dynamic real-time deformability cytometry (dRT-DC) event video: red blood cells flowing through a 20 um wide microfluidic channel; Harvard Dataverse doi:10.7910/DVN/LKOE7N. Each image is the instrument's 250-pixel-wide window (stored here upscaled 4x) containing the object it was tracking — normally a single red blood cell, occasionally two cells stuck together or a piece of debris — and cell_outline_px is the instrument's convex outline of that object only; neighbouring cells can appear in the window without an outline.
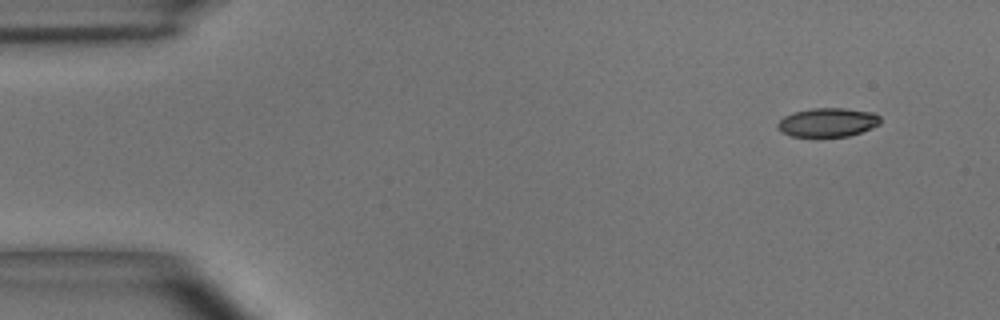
{"species": "common noctule bat (a hibernating species)", "species_latin": "Nyctalus noctula", "temperature_condition": "room temperature", "stored_images_in_passage": 4, "camera_frame_rate_fps": 3000, "um_per_image_px": 0.085, "animal": {"sex": "male", "body_mass_g": 15.6}, "frame": {"image": 1, "passage_image": 1, "time_ms": 0.0, "image_size_px": [1000, 320], "cell_outline_px": [[880, 124], [872, 128], [848, 136], [792, 136], [780, 132], [776, 124], [784, 116], [792, 112], [812, 108], [844, 108], [872, 112], [880, 116]], "centroid_in_image_um": [70.34, 10.39], "position_along_channel_um": 14.7, "area_um2": 17.28}}
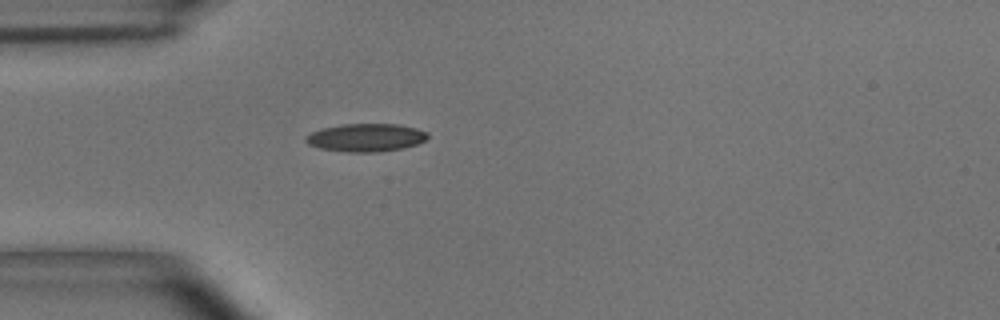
{"frame": {"image": 2, "passage_image": 4, "time_ms": 1.0, "image_size_px": [1000, 320], "cell_outline_px": [[428, 136], [424, 140], [416, 144], [404, 148], [380, 152], [348, 152], [320, 148], [308, 144], [304, 140], [312, 132], [320, 128], [344, 124], [396, 124], [416, 128], [428, 132]], "centroid_in_image_um": [31.11, 11.69], "position_along_channel_um": 53.9, "area_um2": 19.83}}